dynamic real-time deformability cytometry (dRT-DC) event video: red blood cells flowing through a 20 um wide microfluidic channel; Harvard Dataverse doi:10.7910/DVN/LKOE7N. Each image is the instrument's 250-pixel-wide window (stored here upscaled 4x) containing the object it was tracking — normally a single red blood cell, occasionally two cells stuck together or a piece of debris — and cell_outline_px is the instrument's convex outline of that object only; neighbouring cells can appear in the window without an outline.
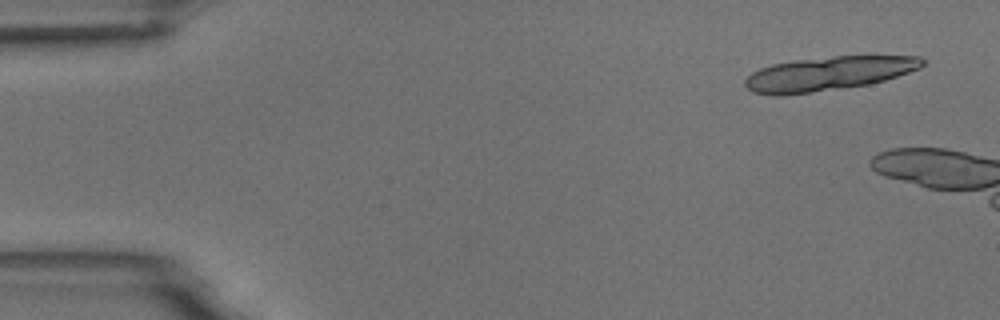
{"species": "common noctule bat (a hibernating species)", "species_latin": "Nyctalus noctula", "temperature_condition": "room temperature", "stored_images_in_passage": 3, "camera_frame_rate_fps": 3000, "um_per_image_px": 0.085, "animal": {"sex": "male", "body_mass_g": 18.8}, "frame": {"image": 1, "passage_image": 1, "time_ms": 0.0, "image_size_px": [1000, 320], "cell_outline_px": [[924, 64], [920, 68], [884, 80], [868, 84], [812, 92], [780, 96], [772, 96], [752, 92], [744, 84], [744, 80], [752, 72], [760, 68], [772, 64], [796, 60], [832, 56], [920, 56], [924, 60]], "centroid_in_image_um": [70.36, 6.26], "position_along_channel_um": 14.6, "area_um2": 34.91}}